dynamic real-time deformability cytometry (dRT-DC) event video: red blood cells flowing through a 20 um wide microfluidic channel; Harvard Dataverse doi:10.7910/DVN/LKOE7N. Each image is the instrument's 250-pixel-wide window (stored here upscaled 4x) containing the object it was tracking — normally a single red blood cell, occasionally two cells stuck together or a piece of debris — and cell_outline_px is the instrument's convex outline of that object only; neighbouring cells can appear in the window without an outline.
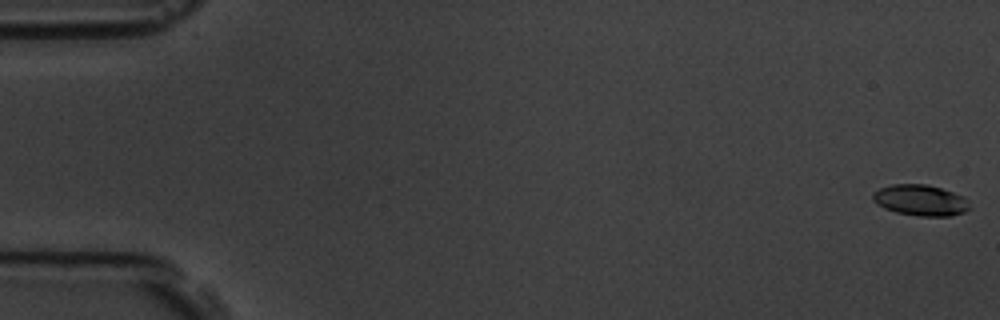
{"species": "common noctule bat (a hibernating species)", "species_latin": "Nyctalus noctula", "temperature_condition": "room temperature", "stored_images_in_passage": 52, "camera_frame_rate_fps": 3000, "um_per_image_px": 0.085, "animal": {"sex": "male", "body_mass_g": 19.5, "forearm_length_mm": 54.6}, "frame": {"image": 1, "passage_image": 1, "time_ms": 0.0, "image_size_px": [1000, 320], "cell_outline_px": [[972, 208], [964, 212], [948, 216], [920, 216], [896, 212], [884, 208], [876, 204], [872, 200], [872, 192], [880, 188], [892, 184], [924, 184], [940, 188], [964, 196], [968, 200]], "centroid_in_image_um": [78.24, 17.02], "position_along_channel_um": 6.8, "area_um2": 17.57}}
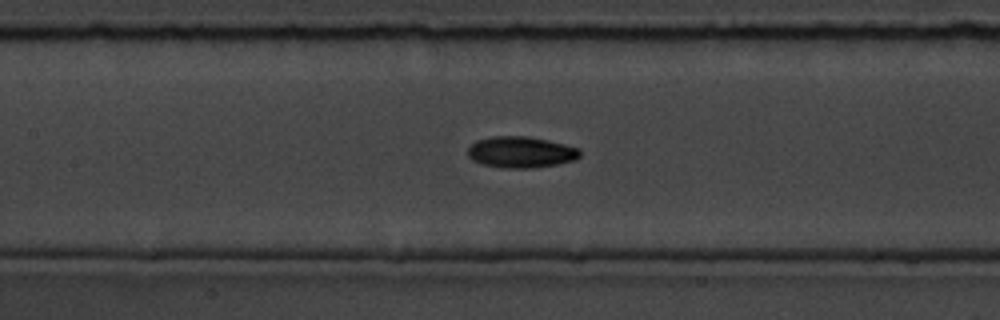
{"frame": {"image": 2, "passage_image": 27, "time_ms": 8.667, "image_size_px": [1000, 320], "cell_outline_px": [[580, 156], [576, 160], [556, 164], [532, 168], [504, 168], [484, 164], [472, 160], [468, 156], [468, 148], [476, 140], [492, 136], [528, 136], [548, 140], [580, 148]], "centroid_in_image_um": [44.28, 12.92], "position_along_channel_um": 163.1, "area_um2": 20.46}}
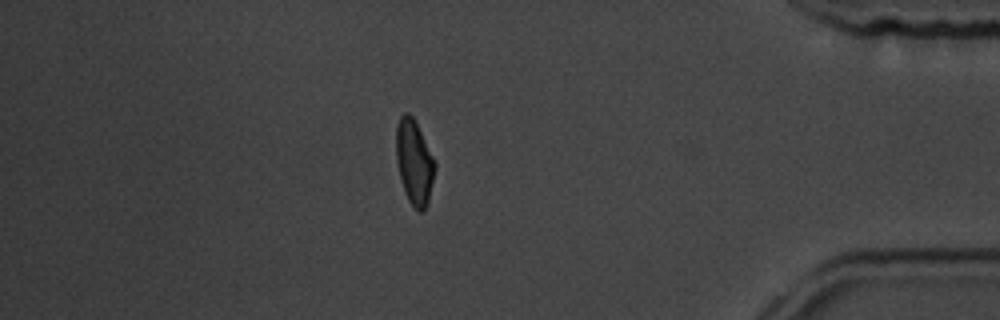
{"frame": {"image": 3, "passage_image": 50, "time_ms": 16.333, "image_size_px": [1000, 320], "cell_outline_px": [[436, 168], [428, 200], [424, 212], [420, 212], [408, 200], [404, 192], [400, 180], [396, 160], [396, 124], [400, 116], [404, 112], [408, 112], [412, 116], [436, 164]], "centroid_in_image_um": [35.18, 13.79], "position_along_channel_um": 400.0, "area_um2": 18.96}, "authors_computed_cell_mechanics": {"area_um2": 19.2185, "velocity_mm_per_s": 3.5937, "shape_relaxation_time_tau1_ms": 3.637, "shape_relaxation_time_tau2_ms": 3.943, "deformation_change_tau1": 0.1397, "deformation_change_tau2": 0.0887}}